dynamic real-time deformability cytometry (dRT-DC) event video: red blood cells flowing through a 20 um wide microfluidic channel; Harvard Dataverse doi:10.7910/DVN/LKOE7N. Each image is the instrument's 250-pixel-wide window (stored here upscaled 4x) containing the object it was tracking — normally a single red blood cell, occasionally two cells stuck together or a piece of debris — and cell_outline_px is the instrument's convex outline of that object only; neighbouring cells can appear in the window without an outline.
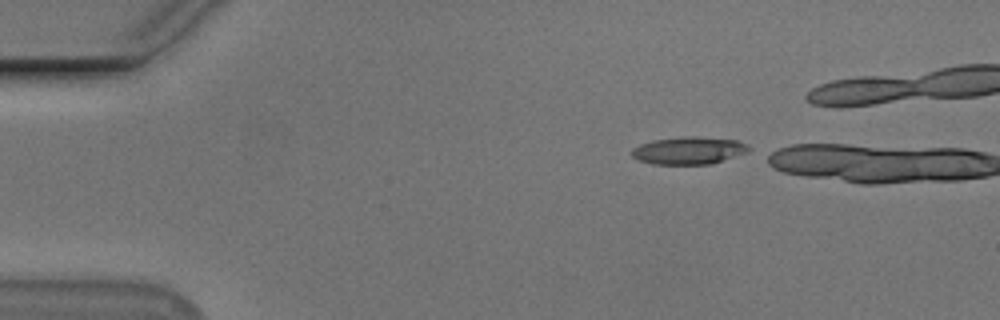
{"species": "Egyptian fruit bat (a non-hibernating species)", "species_latin": "Rousettus aegyptiacus", "temperature_condition": "cold", "stored_images_in_passage": 3, "camera_frame_rate_fps": 3000, "um_per_image_px": 0.085, "animal": {"sex": "male"}, "frame": {"image": 1, "passage_image": 1, "time_ms": 0.0, "image_size_px": [1000, 320], "cell_outline_px": [[748, 152], [712, 164], [652, 164], [640, 160], [632, 156], [632, 148], [640, 144], [652, 140], [684, 136], [692, 136], [736, 140], [748, 144]], "centroid_in_image_um": [58.54, 12.79], "position_along_channel_um": 26.5, "area_um2": 18.67}}